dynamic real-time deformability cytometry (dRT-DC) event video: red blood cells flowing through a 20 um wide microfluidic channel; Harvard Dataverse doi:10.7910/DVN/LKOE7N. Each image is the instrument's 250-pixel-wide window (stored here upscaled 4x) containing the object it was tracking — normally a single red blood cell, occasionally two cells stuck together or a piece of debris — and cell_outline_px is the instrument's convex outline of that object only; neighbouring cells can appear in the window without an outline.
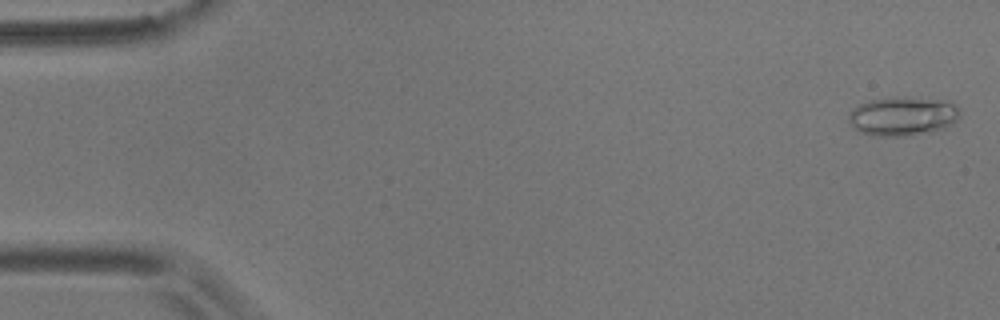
{"species": "common noctule bat (a hibernating species)", "species_latin": "Nyctalus noctula", "temperature_condition": "room temperature", "stored_images_in_passage": 57, "camera_frame_rate_fps": 3000, "um_per_image_px": 0.085, "animal": {"sex": "male", "body_mass_g": 17.9}, "frame": {"image": 1, "passage_image": 2, "time_ms": 0.333, "image_size_px": [1000, 320], "cell_outline_px": [[960, 116], [952, 124], [944, 128], [928, 132], [904, 136], [872, 136], [860, 132], [848, 120], [848, 112], [852, 108], [868, 100], [952, 100], [956, 104]], "centroid_in_image_um": [76.73, 9.92], "position_along_channel_um": 8.3, "area_um2": 24.45}}
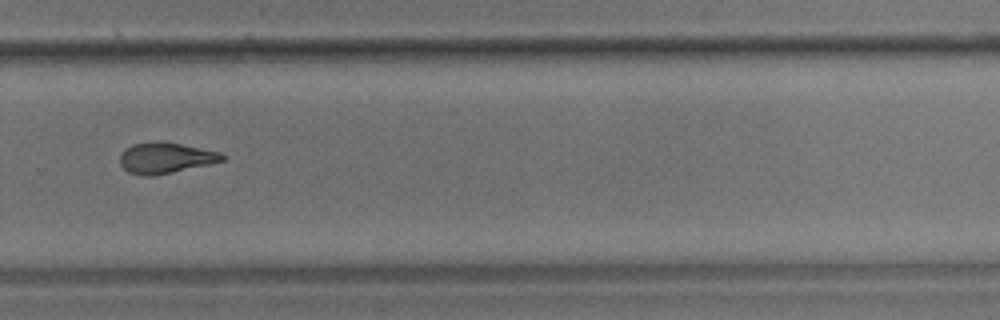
{"frame": {"image": 2, "passage_image": 39, "time_ms": 12.667, "image_size_px": [1000, 320], "cell_outline_px": [[228, 156], [224, 160], [208, 164], [172, 172], [152, 176], [140, 176], [128, 172], [120, 164], [120, 152], [124, 148], [132, 144], [156, 140], [160, 140], [220, 152]], "centroid_in_image_um": [14.02, 13.41], "position_along_channel_um": 315.8, "area_um2": 18.55}}
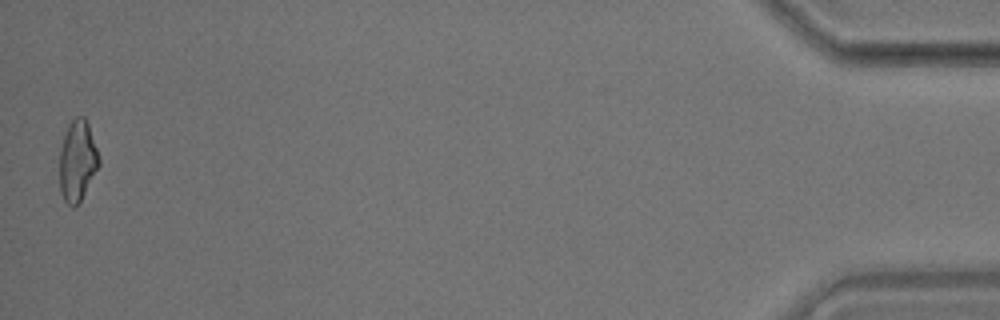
{"frame": {"image": 3, "passage_image": 56, "time_ms": 18.333, "image_size_px": [1000, 320], "cell_outline_px": [[100, 164], [76, 208], [72, 208], [64, 200], [60, 192], [60, 148], [68, 124], [76, 116], [84, 116], [88, 124], [100, 160]], "centroid_in_image_um": [6.57, 13.69], "position_along_channel_um": 428.6, "area_um2": 18.44}, "authors_computed_cell_mechanics": {"area_um2": 19.0162, "velocity_mm_per_s": 3.5932, "shape_relaxation_time_tau1_ms": 8.9643, "shape_relaxation_time_tau2_ms": 3.2575, "deformation_change_tau1": 0.2283, "deformation_change_tau2": 0.122}}